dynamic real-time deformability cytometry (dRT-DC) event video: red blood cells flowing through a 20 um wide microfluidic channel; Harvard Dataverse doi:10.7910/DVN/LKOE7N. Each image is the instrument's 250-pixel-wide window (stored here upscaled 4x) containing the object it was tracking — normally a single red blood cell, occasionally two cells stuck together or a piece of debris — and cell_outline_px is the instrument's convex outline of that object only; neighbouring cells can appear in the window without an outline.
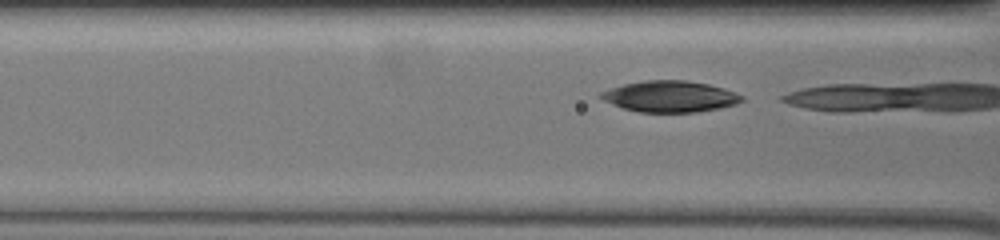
{"species": "common noctule bat (a hibernating species)", "species_latin": "Nyctalus noctula", "temperature_condition": "warm", "stored_images_in_passage": 5, "camera_frame_rate_fps": 3000, "um_per_image_px": 0.085, "animal": {"sex": "female", "body_mass_g": 19.5, "forearm_length_mm": 54.1}, "frame": {"image": 1, "passage_image": 4, "time_ms": 1.0, "image_size_px": [1000, 240], "cell_outline_px": [[744, 100], [736, 104], [720, 108], [696, 112], [640, 112], [624, 108], [612, 104], [604, 100], [600, 96], [600, 92], [624, 84], [644, 80], [684, 80], [708, 84], [724, 88], [744, 96]], "centroid_in_image_um": [56.98, 8.2], "position_along_channel_um": 109.6, "area_um2": 25.49}}